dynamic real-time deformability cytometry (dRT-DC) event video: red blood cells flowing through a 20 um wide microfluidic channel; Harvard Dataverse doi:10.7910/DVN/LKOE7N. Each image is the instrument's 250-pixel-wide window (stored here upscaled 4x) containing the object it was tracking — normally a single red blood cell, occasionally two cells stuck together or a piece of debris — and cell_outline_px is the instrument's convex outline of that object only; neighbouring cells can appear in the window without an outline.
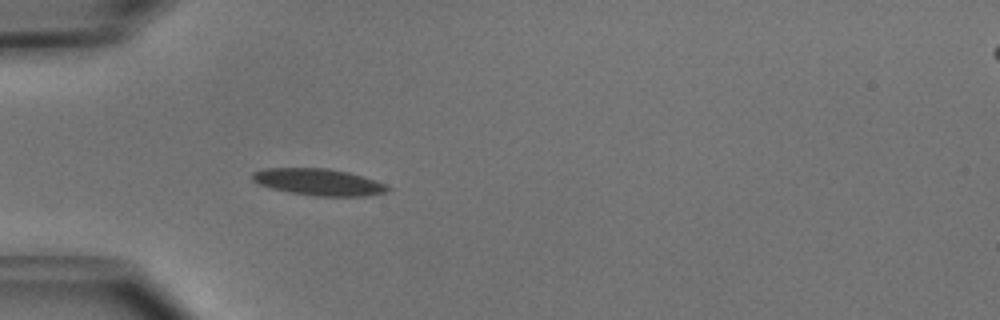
{"species": "common noctule bat (a hibernating species)", "species_latin": "Nyctalus noctula", "temperature_condition": "cold", "stored_images_in_passage": 14, "camera_frame_rate_fps": 3000, "um_per_image_px": 0.085, "animal": {"sex": "male", "body_mass_g": 15.6}, "frame": {"image": 1, "passage_image": 5, "time_ms": 1.333, "image_size_px": [1000, 320], "cell_outline_px": [[392, 188], [384, 192], [364, 196], [316, 196], [292, 192], [272, 188], [260, 184], [252, 180], [252, 172], [264, 168], [328, 168], [348, 172], [384, 184]], "centroid_in_image_um": [27.04, 15.46], "position_along_channel_um": 58.0, "area_um2": 20.69}}
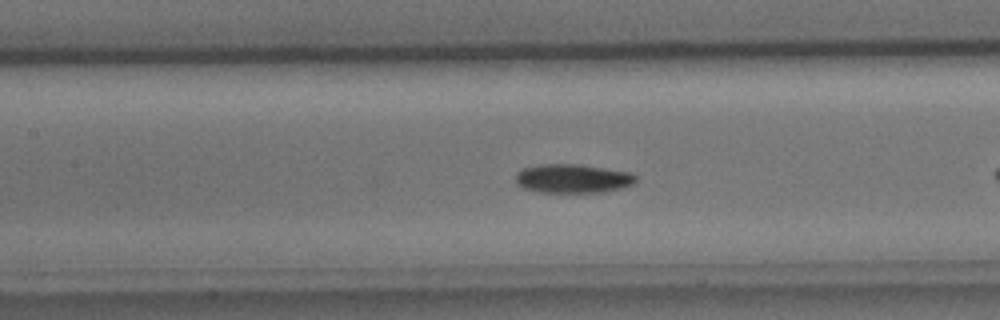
{"frame": {"image": 2, "passage_image": 10, "time_ms": 3.0, "image_size_px": [1000, 320], "cell_outline_px": [[636, 184], [604, 192], [540, 192], [524, 188], [516, 184], [516, 172], [524, 168], [540, 164], [580, 164], [632, 172], [636, 176]], "centroid_in_image_um": [48.71, 15.17], "position_along_channel_um": 158.7, "area_um2": 20.4}}